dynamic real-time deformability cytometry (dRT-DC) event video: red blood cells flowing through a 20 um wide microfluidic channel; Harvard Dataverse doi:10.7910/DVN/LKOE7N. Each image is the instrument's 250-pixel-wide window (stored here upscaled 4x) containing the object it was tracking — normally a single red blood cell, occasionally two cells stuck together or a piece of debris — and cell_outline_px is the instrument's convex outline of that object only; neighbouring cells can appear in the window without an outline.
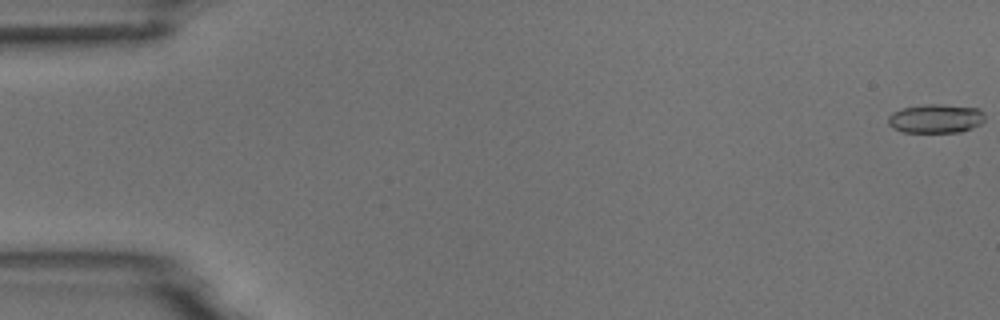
{"species": "common noctule bat (a hibernating species)", "species_latin": "Nyctalus noctula", "temperature_condition": "room temperature", "stored_images_in_passage": 12, "camera_frame_rate_fps": 3000, "um_per_image_px": 0.085, "animal": {"sex": "male", "body_mass_g": 18.8}, "frame": {"image": 1, "passage_image": 1, "time_ms": 0.0, "image_size_px": [1000, 320], "cell_outline_px": [[984, 120], [980, 124], [972, 128], [960, 132], [904, 132], [892, 128], [888, 124], [888, 116], [892, 112], [900, 108], [924, 104], [944, 104], [976, 108], [984, 116]], "centroid_in_image_um": [79.48, 10.07], "position_along_channel_um": 5.5, "area_um2": 16.36}}
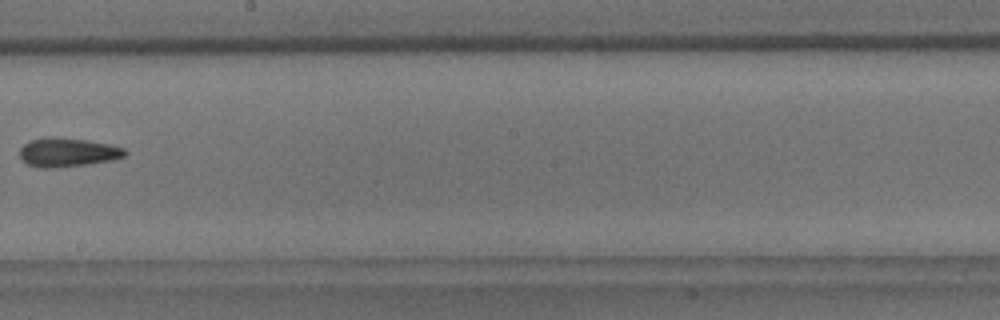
{"frame": {"image": 2, "passage_image": 10, "time_ms": 10.333, "image_size_px": [1000, 320], "cell_outline_px": [[128, 152], [124, 156], [116, 160], [88, 164], [52, 168], [40, 168], [28, 164], [20, 160], [20, 148], [24, 144], [32, 140], [52, 136], [84, 140], [108, 144], [124, 148]], "centroid_in_image_um": [5.75, 12.96], "position_along_channel_um": 242.5, "area_um2": 17.74}}
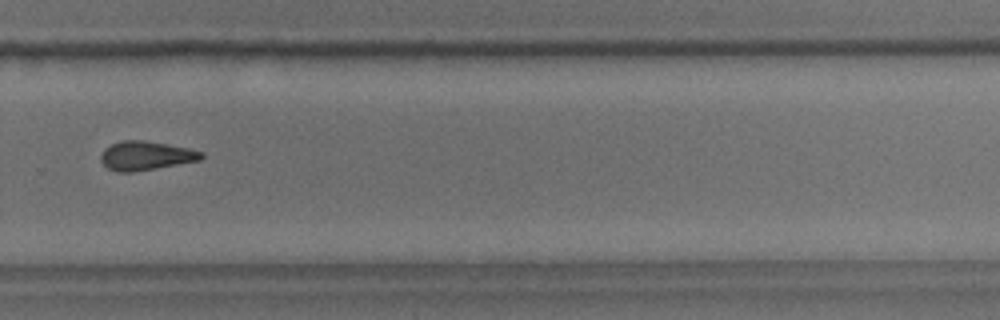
{"frame": {"image": 3, "passage_image": 12, "time_ms": 12.333, "image_size_px": [1000, 320], "cell_outline_px": [[204, 156], [200, 160], [132, 172], [116, 172], [108, 168], [100, 160], [100, 156], [104, 148], [120, 140], [144, 140], [188, 148], [204, 152]], "centroid_in_image_um": [12.37, 13.23], "position_along_channel_um": 317.4, "area_um2": 16.88}}